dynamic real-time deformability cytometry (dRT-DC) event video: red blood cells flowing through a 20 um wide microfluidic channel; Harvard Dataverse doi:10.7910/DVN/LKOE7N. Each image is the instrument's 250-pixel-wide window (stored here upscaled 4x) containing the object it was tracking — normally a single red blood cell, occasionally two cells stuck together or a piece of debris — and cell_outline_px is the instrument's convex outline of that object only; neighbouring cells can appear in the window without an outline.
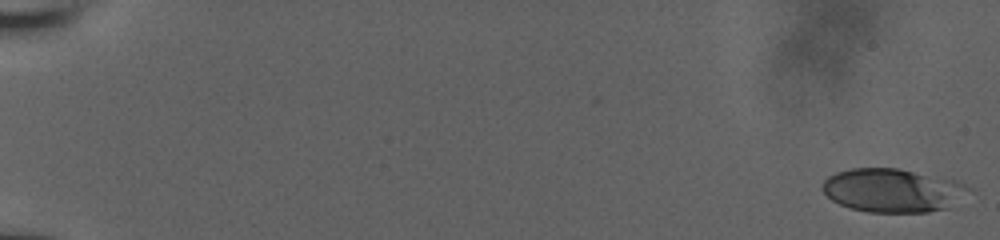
{"species": "human", "species_latin": "Homo sapiens", "temperature_condition": "room temperature", "stored_images_in_passage": 17, "camera_frame_rate_fps": 3000, "um_per_image_px": 0.085, "donor": {"sex": "male"}, "frame": {"image": 1, "passage_image": 1, "time_ms": 0.0, "image_size_px": [1000, 240], "cell_outline_px": [[972, 188], [948, 208], [928, 212], [868, 212], [852, 208], [840, 204], [832, 200], [820, 188], [824, 180], [828, 176], [836, 172], [852, 168], [900, 168], [956, 180]], "centroid_in_image_um": [75.86, 16.17], "position_along_channel_um": 9.1, "area_um2": 37.11}}
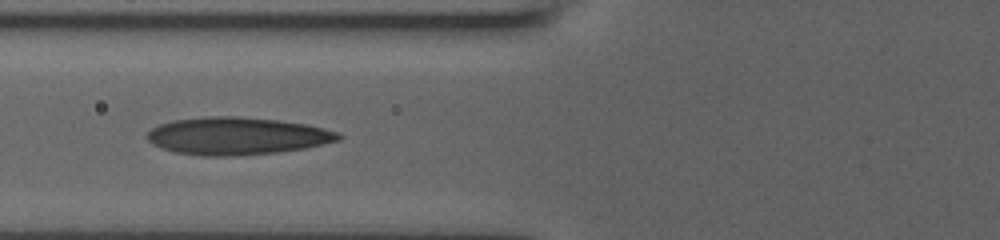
{"frame": {"image": 2, "passage_image": 12, "time_ms": 8.0, "image_size_px": [1000, 240], "cell_outline_px": [[344, 136], [340, 140], [304, 148], [276, 152], [236, 156], [204, 156], [176, 152], [160, 148], [152, 144], [148, 140], [148, 132], [152, 128], [160, 124], [176, 120], [212, 116], [236, 116], [276, 120], [304, 124], [324, 128], [340, 132]], "centroid_in_image_um": [20.16, 11.56], "position_along_channel_um": 105.6, "area_um2": 41.56}}
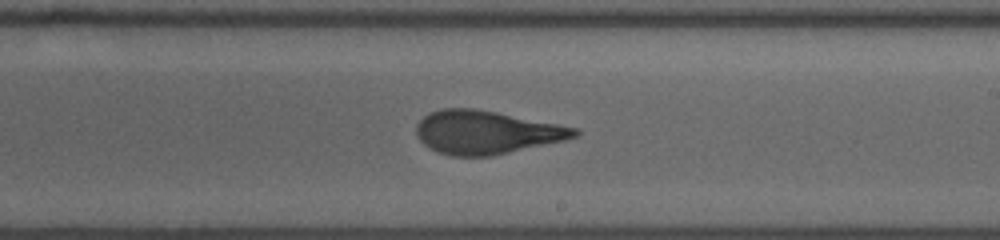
{"frame": {"image": 3, "passage_image": 17, "time_ms": 11.667, "image_size_px": [1000, 240], "cell_outline_px": [[580, 136], [564, 140], [492, 156], [452, 156], [436, 152], [428, 148], [416, 136], [416, 124], [424, 116], [440, 108], [472, 108], [496, 112], [576, 128], [580, 132]], "centroid_in_image_um": [41.29, 11.25], "position_along_channel_um": 247.7, "area_um2": 39.77}}